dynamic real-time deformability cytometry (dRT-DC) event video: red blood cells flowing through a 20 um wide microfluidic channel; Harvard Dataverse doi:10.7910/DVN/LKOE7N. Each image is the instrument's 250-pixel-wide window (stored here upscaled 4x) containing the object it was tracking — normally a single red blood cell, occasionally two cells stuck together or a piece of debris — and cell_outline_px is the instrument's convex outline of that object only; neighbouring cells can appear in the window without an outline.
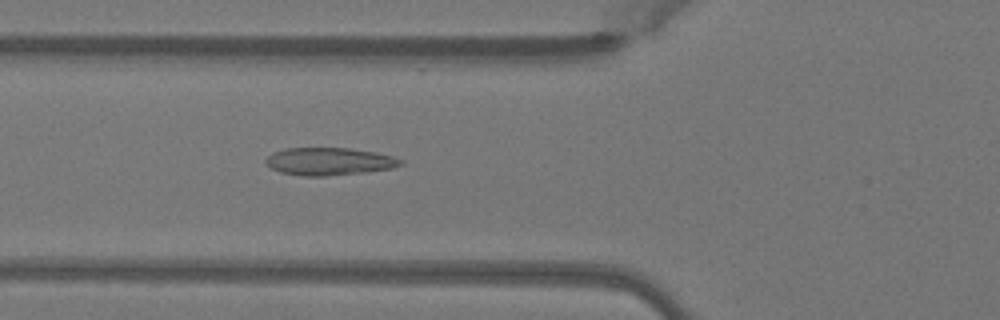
{"species": "Egyptian fruit bat (a non-hibernating species)", "species_latin": "Rousettus aegyptiacus", "temperature_condition": "warm", "stored_images_in_passage": 48, "camera_frame_rate_fps": 3000, "um_per_image_px": 0.085, "animal": {"sex": "female"}, "frame": {"image": 1, "passage_image": 17, "time_ms": 5.333, "image_size_px": [1000, 320], "cell_outline_px": [[404, 164], [392, 168], [368, 172], [328, 176], [300, 176], [280, 172], [272, 168], [264, 160], [272, 152], [284, 148], [348, 148], [376, 152], [392, 156], [404, 160]], "centroid_in_image_um": [28.0, 13.72], "position_along_channel_um": 97.8, "area_um2": 21.91}}
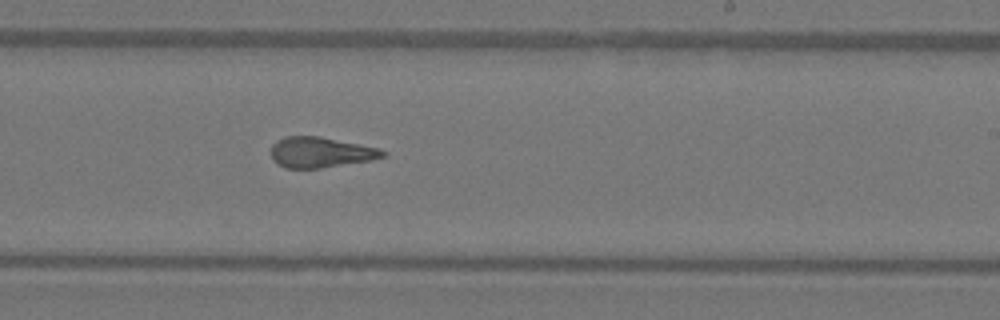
{"frame": {"image": 2, "passage_image": 29, "time_ms": 9.333, "image_size_px": [1000, 320], "cell_outline_px": [[388, 152], [384, 156], [368, 160], [320, 168], [284, 168], [276, 164], [272, 160], [272, 144], [276, 140], [284, 136], [320, 136], [380, 148]], "centroid_in_image_um": [27.21, 12.94], "position_along_channel_um": 261.8, "area_um2": 19.88}}
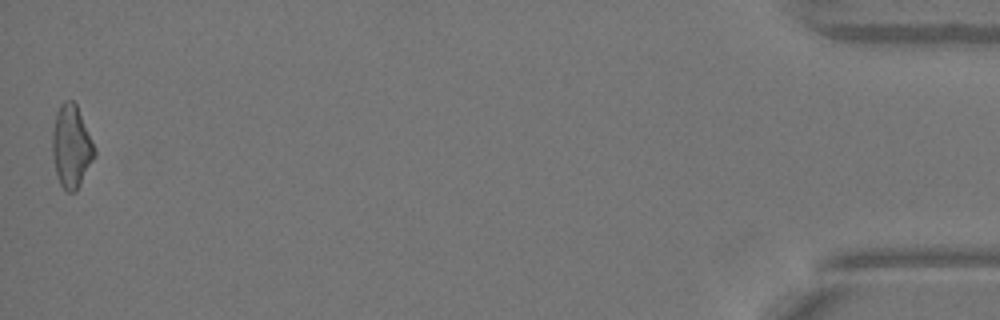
{"frame": {"image": 3, "passage_image": 48, "time_ms": 15.667, "image_size_px": [1000, 320], "cell_outline_px": [[96, 156], [76, 192], [68, 192], [60, 184], [56, 172], [52, 152], [52, 132], [56, 112], [60, 104], [64, 100], [72, 100], [76, 104], [96, 148]], "centroid_in_image_um": [6.08, 12.45], "position_along_channel_um": 429.1, "area_um2": 20.4}, "authors_computed_cell_mechanics": {"area_um2": 20.6924, "velocity_mm_per_s": 4.0923, "shape_relaxation_time_tau1_ms": null, "shape_relaxation_time_tau2_ms": 1.426, "deformation_change_tau1": null, "deformation_change_tau2": 0.0904}}